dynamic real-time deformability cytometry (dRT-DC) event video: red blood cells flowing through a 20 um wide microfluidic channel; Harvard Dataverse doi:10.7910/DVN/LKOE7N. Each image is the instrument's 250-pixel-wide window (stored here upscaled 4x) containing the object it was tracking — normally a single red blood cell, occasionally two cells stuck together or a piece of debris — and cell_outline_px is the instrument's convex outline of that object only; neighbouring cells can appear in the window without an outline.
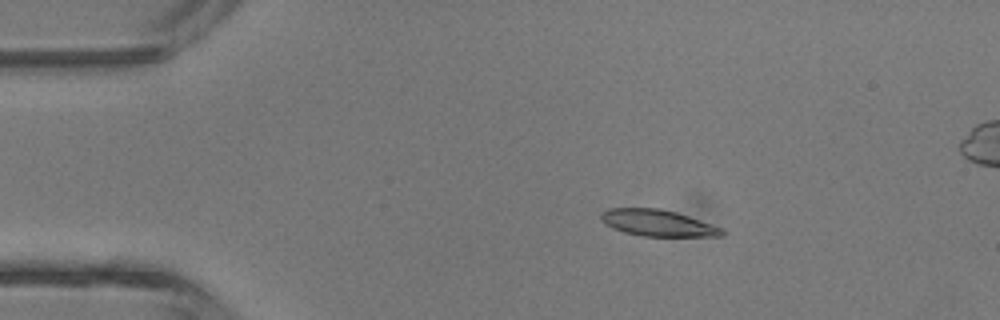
{"species": "common noctule bat (a hibernating species)", "species_latin": "Nyctalus noctula", "temperature_condition": "room temperature", "stored_images_in_passage": 4, "camera_frame_rate_fps": 3000, "um_per_image_px": 0.085, "animal": {"sex": "male", "body_mass_g": 13.3}, "frame": {"image": 1, "passage_image": 2, "time_ms": 2.333, "image_size_px": [1000, 320], "cell_outline_px": [[724, 236], [644, 236], [624, 232], [604, 224], [600, 220], [600, 212], [608, 208], [660, 208], [676, 212], [724, 228]], "centroid_in_image_um": [55.89, 18.94], "position_along_channel_um": 29.1, "area_um2": 18.73}}